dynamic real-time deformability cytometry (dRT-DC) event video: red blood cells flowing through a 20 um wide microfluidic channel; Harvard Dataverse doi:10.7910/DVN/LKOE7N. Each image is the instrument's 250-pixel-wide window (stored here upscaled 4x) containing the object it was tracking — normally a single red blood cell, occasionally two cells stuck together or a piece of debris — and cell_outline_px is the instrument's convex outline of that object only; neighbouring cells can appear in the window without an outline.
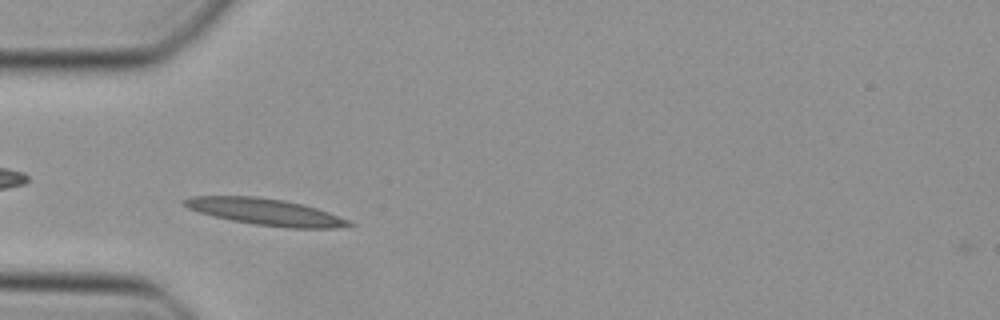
{"species": "Egyptian fruit bat (a non-hibernating species)", "species_latin": "Rousettus aegyptiacus", "temperature_condition": "cold", "stored_images_in_passage": 34, "camera_frame_rate_fps": 3000, "um_per_image_px": 0.085, "animal": {"sex": "female"}, "frame": {"image": 1, "passage_image": 1, "time_ms": 0.0, "image_size_px": [1000, 320], "cell_outline_px": [[356, 224], [332, 228], [288, 228], [256, 224], [232, 220], [212, 216], [188, 208], [180, 204], [180, 200], [188, 196], [256, 196], [284, 200], [304, 204], [328, 212], [348, 220]], "centroid_in_image_um": [22.5, 17.99], "position_along_channel_um": 62.5, "area_um2": 25.49}}
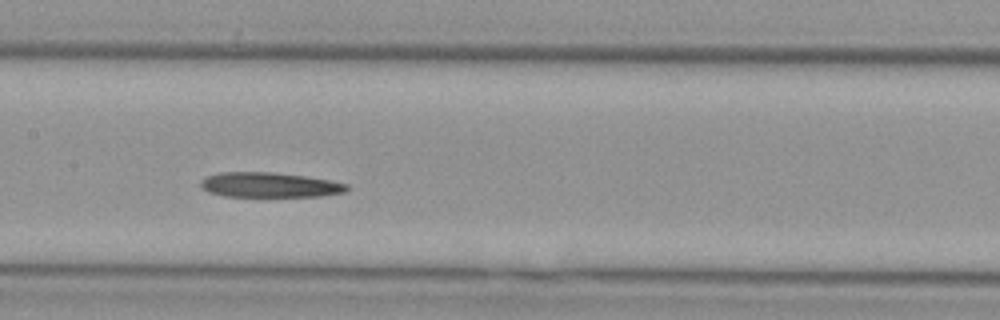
{"frame": {"image": 2, "passage_image": 10, "time_ms": 3.0, "image_size_px": [1000, 320], "cell_outline_px": [[348, 188], [344, 192], [320, 196], [224, 196], [208, 192], [200, 184], [200, 180], [204, 176], [220, 172], [272, 172], [304, 176], [328, 180], [348, 184]], "centroid_in_image_um": [22.86, 15.71], "position_along_channel_um": 184.5, "area_um2": 21.1}}
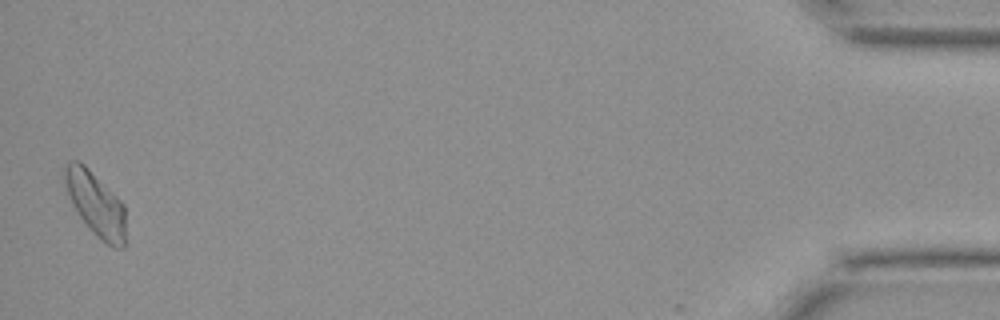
{"frame": {"image": 3, "passage_image": 34, "time_ms": 11.0, "image_size_px": [1000, 320], "cell_outline_px": [[124, 248], [112, 248], [100, 240], [92, 232], [80, 216], [68, 196], [64, 180], [64, 164], [68, 160], [80, 160], [124, 204]], "centroid_in_image_um": [8.11, 17.32], "position_along_channel_um": 427.1, "area_um2": 22.6}}